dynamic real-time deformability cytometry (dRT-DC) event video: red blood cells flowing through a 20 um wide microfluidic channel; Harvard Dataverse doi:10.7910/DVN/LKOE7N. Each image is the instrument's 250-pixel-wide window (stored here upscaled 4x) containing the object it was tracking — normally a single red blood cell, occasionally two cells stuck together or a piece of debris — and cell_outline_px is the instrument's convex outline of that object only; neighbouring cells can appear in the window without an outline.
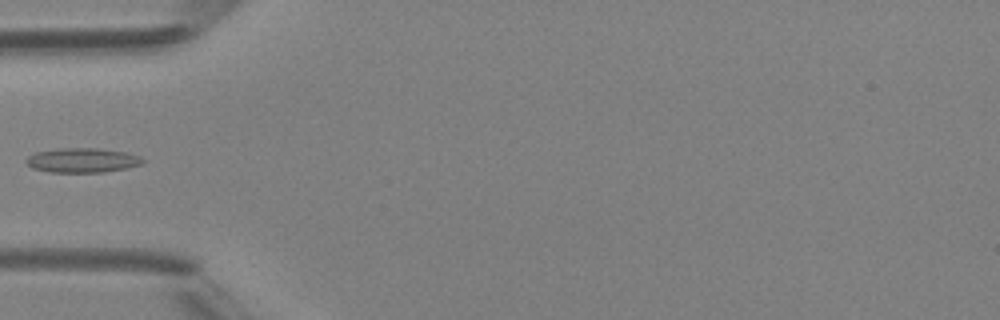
{"species": "Egyptian fruit bat (a non-hibernating species)", "species_latin": "Rousettus aegyptiacus", "temperature_condition": "room temperature", "stored_images_in_passage": 5, "camera_frame_rate_fps": 3000, "um_per_image_px": 0.085, "animal": {"sex": "female"}, "frame": {"image": 1, "passage_image": 5, "time_ms": 5.333, "image_size_px": [1000, 320], "cell_outline_px": [[144, 160], [140, 164], [124, 168], [104, 172], [52, 172], [32, 168], [24, 160], [28, 156], [36, 152], [60, 148], [100, 148], [128, 152], [140, 156]], "centroid_in_image_um": [6.99, 13.61], "position_along_channel_um": 78.0, "area_um2": 16.59}}